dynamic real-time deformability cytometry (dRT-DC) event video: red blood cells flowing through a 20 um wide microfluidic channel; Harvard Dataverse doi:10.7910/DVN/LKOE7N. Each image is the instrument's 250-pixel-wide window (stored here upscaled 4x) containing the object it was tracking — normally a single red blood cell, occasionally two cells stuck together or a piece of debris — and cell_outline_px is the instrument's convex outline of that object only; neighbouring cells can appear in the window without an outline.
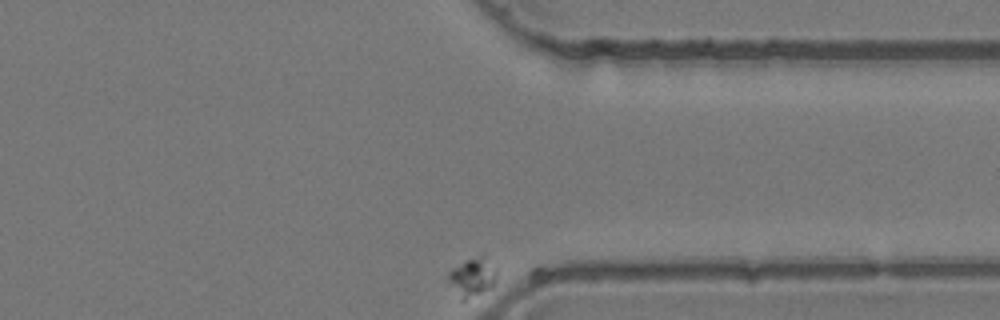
{"species": "common noctule bat (a hibernating species)", "species_latin": "Nyctalus noctula", "temperature_condition": "room temperature", "stored_images_in_passage": 47, "camera_frame_rate_fps": 3000, "um_per_image_px": 0.085, "animal": {"sex": "female", "body_mass_g": 24.6, "forearm_length_mm": 56.2}, "frame": {"image": 1, "passage_image": 47, "time_ms": 15.333, "image_size_px": [1000, 320], "cell_outline_px": [[496, 280], [492, 288], [464, 300], [460, 300], [448, 280], [448, 272], [452, 268], [468, 260], [480, 256], [484, 256], [496, 268]], "centroid_in_image_um": [40.16, 23.58], "position_along_channel_um": 371.2, "area_um2": 10.69}}